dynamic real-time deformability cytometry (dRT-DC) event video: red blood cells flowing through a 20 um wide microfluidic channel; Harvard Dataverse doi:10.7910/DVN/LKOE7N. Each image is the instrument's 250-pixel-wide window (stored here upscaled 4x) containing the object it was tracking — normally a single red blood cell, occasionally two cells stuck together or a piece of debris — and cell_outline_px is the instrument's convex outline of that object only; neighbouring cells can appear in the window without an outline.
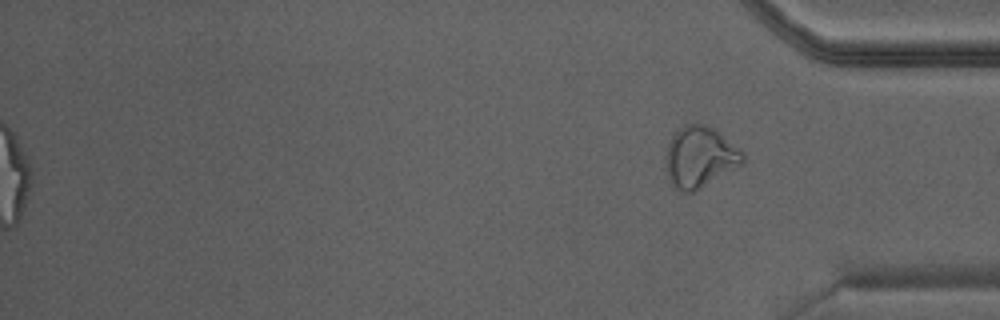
{"species": "Egyptian fruit bat (a non-hibernating species)", "species_latin": "Rousettus aegyptiacus", "temperature_condition": "warm", "stored_images_in_passage": 30, "camera_frame_rate_fps": 3000, "um_per_image_px": 0.085, "animal": {"sex": "male"}, "frame": {"image": 1, "passage_image": 30, "time_ms": 9.667, "image_size_px": [1000, 320], "cell_outline_px": [[744, 164], [700, 188], [692, 192], [680, 192], [668, 180], [664, 168], [664, 156], [668, 144], [672, 136], [684, 124], [708, 124], [720, 132], [744, 156]], "centroid_in_image_um": [59.43, 13.36], "position_along_channel_um": 375.8, "area_um2": 27.51}}